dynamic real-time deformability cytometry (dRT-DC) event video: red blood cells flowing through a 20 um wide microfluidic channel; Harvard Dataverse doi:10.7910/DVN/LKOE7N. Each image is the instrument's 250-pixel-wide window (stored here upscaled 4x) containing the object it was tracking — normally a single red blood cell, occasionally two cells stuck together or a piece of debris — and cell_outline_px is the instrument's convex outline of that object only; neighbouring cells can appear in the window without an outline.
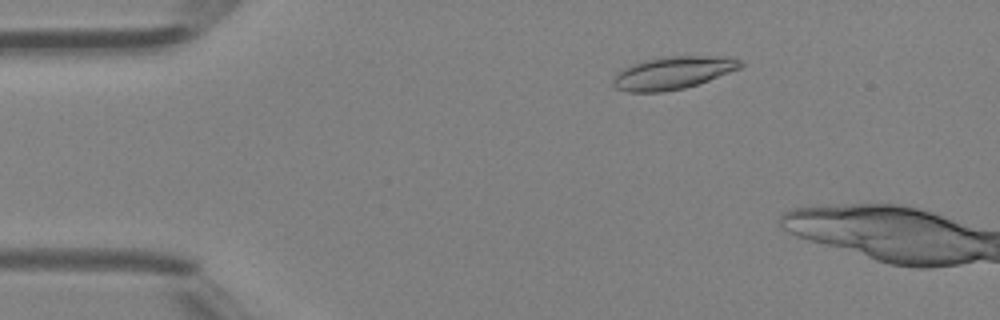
{"species": "Egyptian fruit bat (a non-hibernating species)", "species_latin": "Rousettus aegyptiacus", "temperature_condition": "room temperature", "stored_images_in_passage": 13, "camera_frame_rate_fps": 3000, "um_per_image_px": 0.085, "animal": {"sex": "female"}, "frame": {"image": 1, "passage_image": 8, "time_ms": 2.333, "image_size_px": [1000, 320], "cell_outline_px": [[744, 64], [740, 68], [708, 80], [684, 88], [664, 92], [628, 92], [616, 88], [612, 84], [612, 80], [616, 72], [632, 64], [644, 60], [660, 56], [728, 56], [744, 60]], "centroid_in_image_um": [57.19, 6.18], "position_along_channel_um": 27.8, "area_um2": 24.45}}